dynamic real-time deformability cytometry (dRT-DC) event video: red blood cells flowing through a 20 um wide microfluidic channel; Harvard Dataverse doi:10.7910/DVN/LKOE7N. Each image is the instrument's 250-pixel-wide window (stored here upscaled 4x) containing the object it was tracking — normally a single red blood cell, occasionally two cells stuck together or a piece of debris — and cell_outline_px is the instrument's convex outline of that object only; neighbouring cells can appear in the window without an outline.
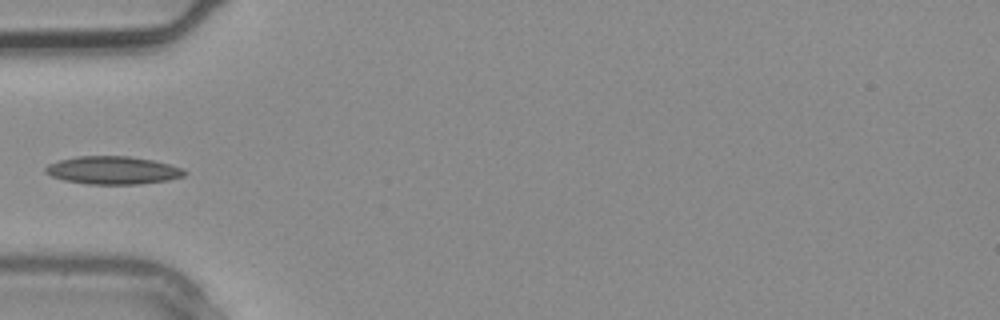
{"species": "common noctule bat (a hibernating species)", "species_latin": "Nyctalus noctula", "temperature_condition": "warm", "stored_images_in_passage": 3, "camera_frame_rate_fps": 3000, "um_per_image_px": 0.085, "animal": {"sex": "male", "body_mass_g": 20.4}, "frame": {"image": 1, "passage_image": 3, "time_ms": 0.667, "image_size_px": [1000, 320], "cell_outline_px": [[188, 172], [184, 176], [168, 180], [140, 184], [88, 184], [64, 180], [52, 176], [44, 172], [44, 168], [48, 164], [60, 160], [76, 156], [128, 156], [152, 160], [184, 168]], "centroid_in_image_um": [9.6, 14.47], "position_along_channel_um": 75.4, "area_um2": 22.66}}